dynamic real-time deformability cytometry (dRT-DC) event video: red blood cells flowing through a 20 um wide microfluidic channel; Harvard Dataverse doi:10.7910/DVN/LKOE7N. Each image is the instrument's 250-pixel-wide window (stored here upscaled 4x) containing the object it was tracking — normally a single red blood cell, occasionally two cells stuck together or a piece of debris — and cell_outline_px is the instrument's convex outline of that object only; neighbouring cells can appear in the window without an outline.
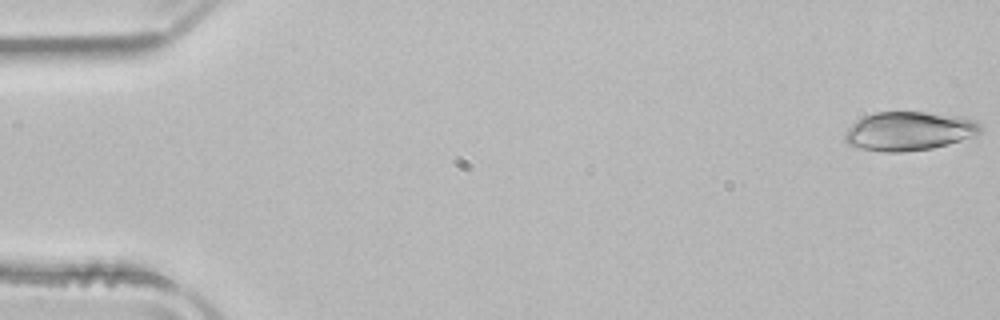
{"species": "common noctule bat (a hibernating species)", "species_latin": "Nyctalus noctula", "temperature_condition": "room temperature", "stored_images_in_passage": 9, "camera_frame_rate_fps": 3000, "um_per_image_px": 0.085, "animal": {"sex": "male", "body_mass_g": 21.5, "forearm_length_mm": 52.0}, "frame": {"image": 1, "passage_image": 1, "time_ms": 0.0, "image_size_px": [1000, 320], "cell_outline_px": [[984, 132], [976, 136], [948, 144], [932, 148], [904, 152], [884, 152], [856, 148], [848, 144], [844, 140], [844, 132], [856, 120], [864, 116], [876, 112], [924, 112], [964, 116], [976, 120], [984, 128]], "centroid_in_image_um": [77.31, 11.14], "position_along_channel_um": 7.7, "area_um2": 31.33}}